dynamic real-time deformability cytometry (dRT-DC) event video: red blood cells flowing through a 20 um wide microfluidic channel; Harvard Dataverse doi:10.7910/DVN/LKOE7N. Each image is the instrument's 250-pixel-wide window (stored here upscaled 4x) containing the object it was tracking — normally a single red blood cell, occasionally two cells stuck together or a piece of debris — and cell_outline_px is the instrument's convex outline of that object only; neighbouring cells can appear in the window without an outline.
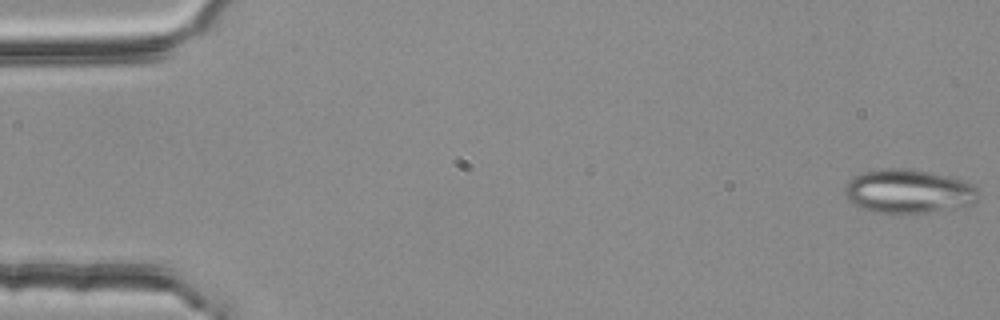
{"species": "common noctule bat (a hibernating species)", "species_latin": "Nyctalus noctula", "temperature_condition": "room temperature", "stored_images_in_passage": 54, "segment_of_instrument_passage": [1, 2], "camera_frame_rate_fps": 3000, "um_per_image_px": 0.085, "animal": {"sex": "female", "body_mass_g": 25.1}, "frame": {"image": 1, "passage_image": 1, "time_ms": 0.0, "image_size_px": [1000, 320], "cell_outline_px": [[980, 196], [972, 204], [964, 208], [908, 216], [896, 216], [876, 212], [860, 208], [852, 204], [848, 200], [844, 192], [844, 184], [852, 176], [860, 172], [884, 168], [908, 168], [928, 172], [964, 180], [980, 188]], "centroid_in_image_um": [77.23, 16.31], "position_along_channel_um": 7.8, "area_um2": 35.89}}